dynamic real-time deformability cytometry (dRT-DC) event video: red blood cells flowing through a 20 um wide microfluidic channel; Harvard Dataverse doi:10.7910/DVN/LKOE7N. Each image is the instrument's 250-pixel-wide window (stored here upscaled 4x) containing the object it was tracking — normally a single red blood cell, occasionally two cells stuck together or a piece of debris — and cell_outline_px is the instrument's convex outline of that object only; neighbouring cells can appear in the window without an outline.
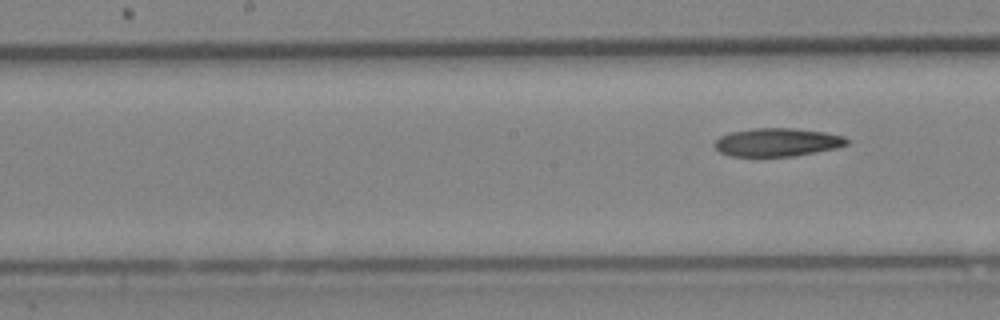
{"species": "Egyptian fruit bat (a non-hibernating species)", "species_latin": "Rousettus aegyptiacus", "temperature_condition": "cold", "stored_images_in_passage": 7, "segment_of_instrument_passage": [2, 2], "camera_frame_rate_fps": 3000, "um_per_image_px": 0.085, "animal": {"sex": "female"}, "frame": {"image": 1, "passage_image": 7, "time_ms": 7.0, "image_size_px": [1000, 320], "cell_outline_px": [[848, 144], [836, 148], [816, 152], [792, 156], [732, 156], [720, 152], [712, 144], [720, 136], [728, 132], [752, 128], [792, 128], [824, 132], [844, 136], [848, 140]], "centroid_in_image_um": [66.04, 12.08], "position_along_channel_um": 182.2, "area_um2": 21.79}}